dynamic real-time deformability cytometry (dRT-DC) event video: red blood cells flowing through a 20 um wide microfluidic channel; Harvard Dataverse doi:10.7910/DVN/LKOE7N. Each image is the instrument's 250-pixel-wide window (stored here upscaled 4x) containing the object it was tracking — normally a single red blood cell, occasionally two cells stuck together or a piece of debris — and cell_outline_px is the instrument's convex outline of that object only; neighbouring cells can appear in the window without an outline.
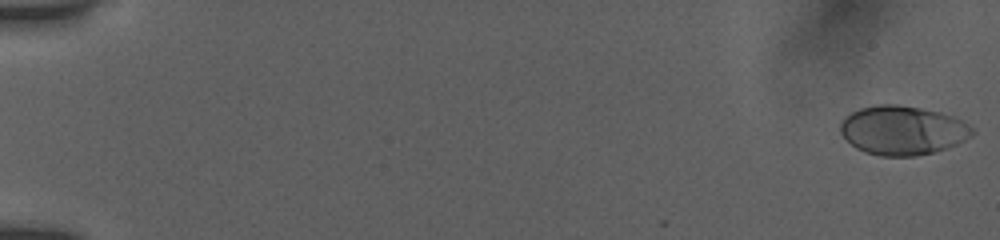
{"species": "human", "species_latin": "Homo sapiens", "temperature_condition": "room temperature", "stored_images_in_passage": 17, "camera_frame_rate_fps": 3000, "um_per_image_px": 0.085, "donor": {"sex": "female"}, "frame": {"image": 1, "passage_image": 1, "time_ms": 0.0, "image_size_px": [1000, 240], "cell_outline_px": [[976, 132], [972, 136], [956, 144], [932, 152], [916, 156], [880, 156], [864, 152], [856, 148], [840, 132], [840, 124], [852, 112], [860, 108], [880, 104], [896, 104], [920, 108], [940, 112], [956, 116], [972, 128]], "centroid_in_image_um": [76.74, 11.07], "position_along_channel_um": 8.3, "area_um2": 37.51}}
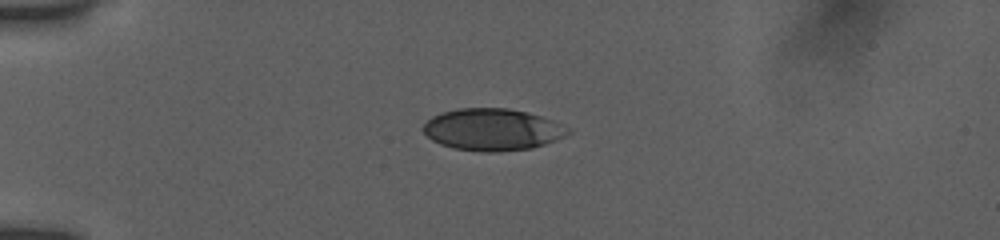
{"frame": {"image": 2, "passage_image": 11, "time_ms": 4.667, "image_size_px": [1000, 240], "cell_outline_px": [[572, 132], [556, 140], [532, 148], [500, 152], [484, 152], [452, 148], [440, 144], [432, 140], [424, 132], [424, 124], [432, 116], [456, 108], [508, 108], [528, 112], [552, 120], [572, 128]], "centroid_in_image_um": [41.89, 11.01], "position_along_channel_um": 43.1, "area_um2": 35.49}}
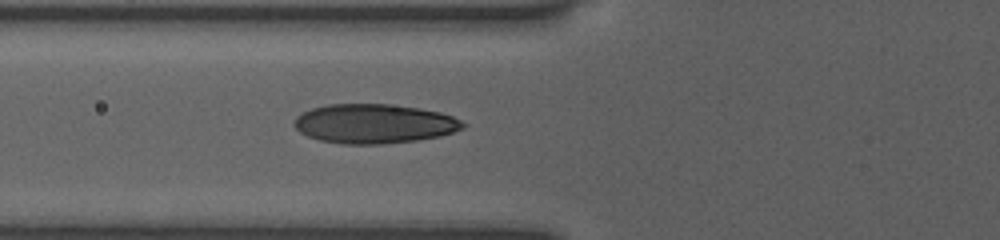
{"frame": {"image": 3, "passage_image": 17, "time_ms": 7.0, "image_size_px": [1000, 240], "cell_outline_px": [[468, 124], [464, 128], [440, 136], [416, 140], [380, 144], [344, 144], [320, 140], [308, 136], [300, 132], [292, 124], [296, 116], [312, 108], [328, 104], [388, 104], [420, 108], [440, 112], [452, 116]], "centroid_in_image_um": [31.8, 10.51], "position_along_channel_um": 94.0, "area_um2": 38.67}}